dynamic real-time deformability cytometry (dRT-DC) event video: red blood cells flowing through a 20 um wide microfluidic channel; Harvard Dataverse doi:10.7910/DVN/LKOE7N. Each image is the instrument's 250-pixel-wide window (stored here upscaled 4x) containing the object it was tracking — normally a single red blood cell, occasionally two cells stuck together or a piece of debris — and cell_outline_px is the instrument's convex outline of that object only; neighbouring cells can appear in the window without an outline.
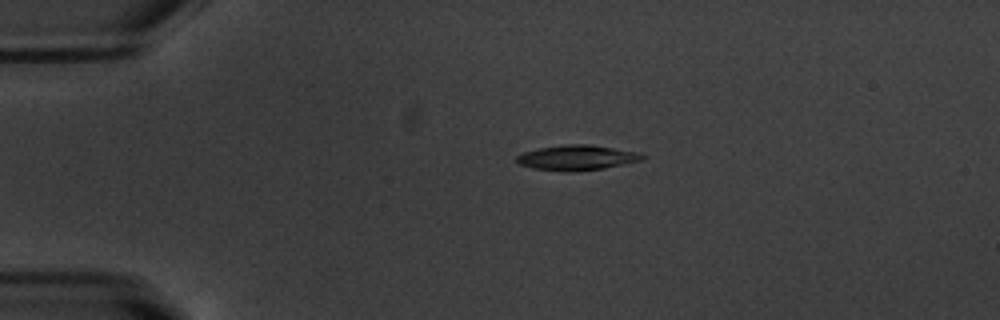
{"species": "common noctule bat (a hibernating species)", "species_latin": "Nyctalus noctula", "temperature_condition": "warm", "stored_images_in_passage": 43, "camera_frame_rate_fps": 3000, "um_per_image_px": 0.085, "animal": {"sex": "male", "body_mass_g": 20.1, "forearm_length_mm": 53.5}, "frame": {"image": 1, "passage_image": 1, "time_ms": 0.0, "image_size_px": [1000, 320], "cell_outline_px": [[648, 156], [640, 160], [604, 168], [532, 168], [516, 164], [516, 156], [524, 152], [540, 148], [564, 144], [588, 144], [640, 152]], "centroid_in_image_um": [49.06, 13.34], "position_along_channel_um": 35.9, "area_um2": 17.34}}
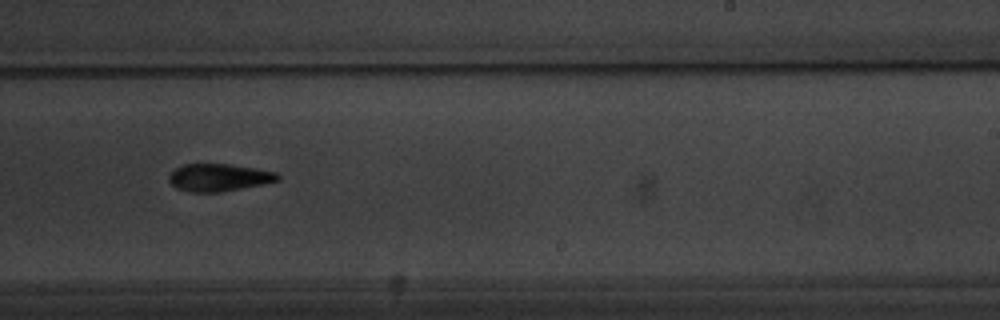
{"frame": {"image": 2, "passage_image": 23, "time_ms": 7.333, "image_size_px": [1000, 320], "cell_outline_px": [[280, 180], [220, 192], [192, 192], [176, 188], [168, 180], [168, 176], [176, 168], [184, 164], [228, 164], [256, 168], [276, 172], [280, 176]], "centroid_in_image_um": [18.59, 15.08], "position_along_channel_um": 270.4, "area_um2": 17.22}}
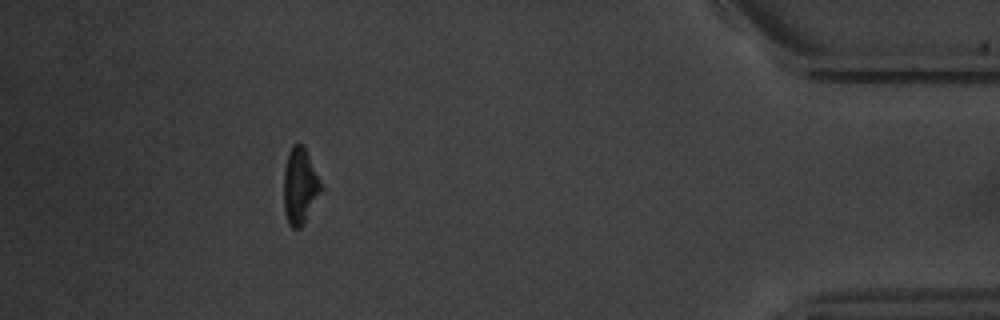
{"frame": {"image": 3, "passage_image": 38, "time_ms": 12.333, "image_size_px": [1000, 320], "cell_outline_px": [[324, 188], [304, 224], [300, 228], [292, 228], [288, 224], [284, 212], [284, 168], [288, 152], [292, 144], [304, 144]], "centroid_in_image_um": [25.51, 15.81], "position_along_channel_um": 409.7, "area_um2": 16.94}, "authors_computed_cell_mechanics": {"area_um2": 17.7446, "velocity_mm_per_s": 3.7691, "shape_relaxation_time_tau1_ms": 2.8821, "shape_relaxation_time_tau2_ms": null, "deformation_change_tau1": 0.1296, "deformation_change_tau2": null}}